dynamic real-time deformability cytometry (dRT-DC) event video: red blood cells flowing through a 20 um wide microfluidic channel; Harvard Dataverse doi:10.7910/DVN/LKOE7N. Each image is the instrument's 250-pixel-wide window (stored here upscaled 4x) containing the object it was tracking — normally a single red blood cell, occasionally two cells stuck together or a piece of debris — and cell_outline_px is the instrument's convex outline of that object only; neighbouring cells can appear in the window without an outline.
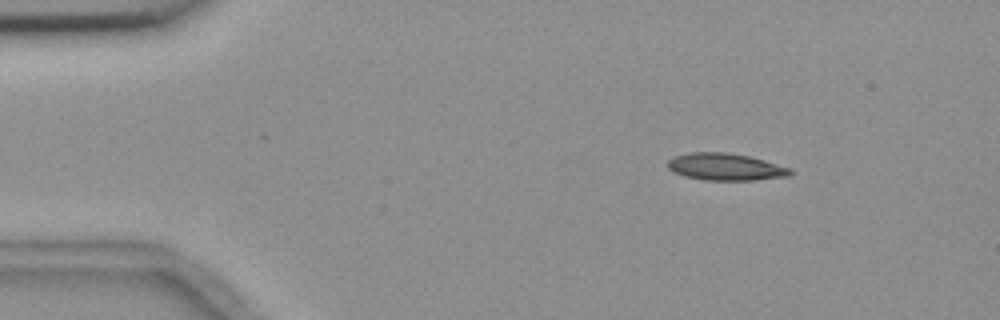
{"species": "common noctule bat (a hibernating species)", "species_latin": "Nyctalus noctula", "temperature_condition": "room temperature", "stored_images_in_passage": 4, "camera_frame_rate_fps": 3000, "um_per_image_px": 0.085, "animal": {"sex": "female", "body_mass_g": 18.4}, "frame": {"image": 1, "passage_image": 2, "time_ms": 1.333, "image_size_px": [1000, 320], "cell_outline_px": [[792, 172], [788, 176], [756, 180], [704, 180], [684, 176], [668, 168], [668, 160], [672, 156], [688, 152], [728, 152], [748, 156], [764, 160], [792, 168]], "centroid_in_image_um": [61.66, 14.17], "position_along_channel_um": 23.3, "area_um2": 19.42}}